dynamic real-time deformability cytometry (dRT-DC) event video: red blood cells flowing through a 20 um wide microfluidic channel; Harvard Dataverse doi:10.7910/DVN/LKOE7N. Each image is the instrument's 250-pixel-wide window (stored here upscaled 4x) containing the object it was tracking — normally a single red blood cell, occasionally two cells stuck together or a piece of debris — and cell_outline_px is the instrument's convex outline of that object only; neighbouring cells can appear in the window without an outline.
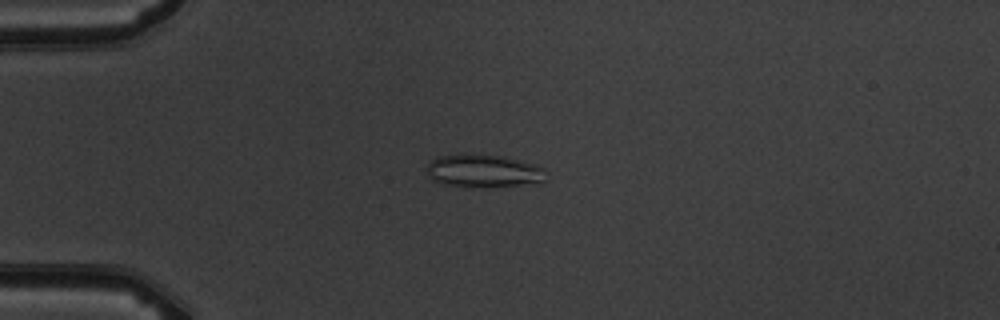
{"species": "common noctule bat (a hibernating species)", "species_latin": "Nyctalus noctula", "temperature_condition": "warm", "stored_images_in_passage": 5, "camera_frame_rate_fps": 3000, "um_per_image_px": 0.085, "animal": {"sex": "male", "body_mass_g": 19.5, "forearm_length_mm": 54.6}, "frame": {"image": 1, "passage_image": 3, "time_ms": 2.333, "image_size_px": [1000, 320], "cell_outline_px": [[548, 180], [540, 184], [468, 188], [440, 184], [432, 180], [424, 168], [436, 156], [464, 152], [508, 156], [544, 168]], "centroid_in_image_um": [41.09, 14.53], "position_along_channel_um": 43.9, "area_um2": 24.16}}
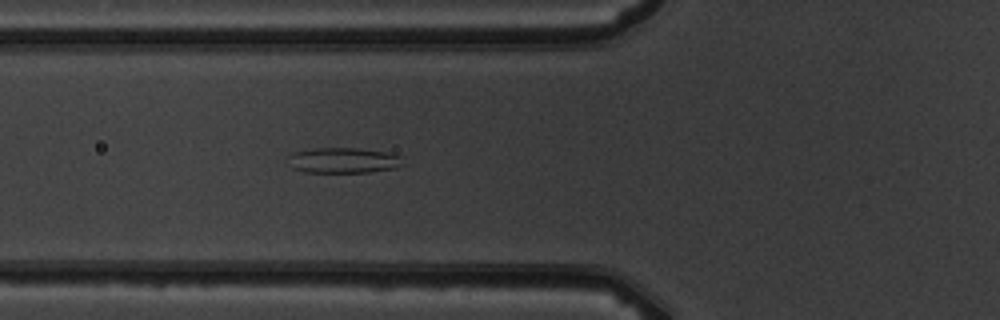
{"frame": {"image": 2, "passage_image": 5, "time_ms": 4.333, "image_size_px": [1000, 320], "cell_outline_px": [[400, 164], [396, 168], [368, 172], [304, 172], [292, 168], [288, 156], [292, 152], [312, 148], [360, 148], [388, 152], [400, 156]], "centroid_in_image_um": [29.14, 13.62], "position_along_channel_um": 96.7, "area_um2": 16.99}}